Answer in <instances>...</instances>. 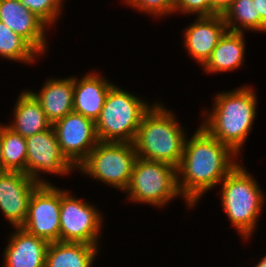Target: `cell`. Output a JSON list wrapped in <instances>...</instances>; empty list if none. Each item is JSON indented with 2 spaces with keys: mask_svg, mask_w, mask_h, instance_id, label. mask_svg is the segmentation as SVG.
I'll return each instance as SVG.
<instances>
[{
  "mask_svg": "<svg viewBox=\"0 0 266 267\" xmlns=\"http://www.w3.org/2000/svg\"><path fill=\"white\" fill-rule=\"evenodd\" d=\"M256 99L253 90L247 86L217 94L214 109L201 126L235 154H240L241 147L252 130Z\"/></svg>",
  "mask_w": 266,
  "mask_h": 267,
  "instance_id": "obj_2",
  "label": "cell"
},
{
  "mask_svg": "<svg viewBox=\"0 0 266 267\" xmlns=\"http://www.w3.org/2000/svg\"><path fill=\"white\" fill-rule=\"evenodd\" d=\"M255 267H266V255L261 259L259 263H257V265H255Z\"/></svg>",
  "mask_w": 266,
  "mask_h": 267,
  "instance_id": "obj_29",
  "label": "cell"
},
{
  "mask_svg": "<svg viewBox=\"0 0 266 267\" xmlns=\"http://www.w3.org/2000/svg\"><path fill=\"white\" fill-rule=\"evenodd\" d=\"M236 156L202 126L190 140H185L183 156L177 167V184L188 207H193L203 193L215 187L237 166L233 160Z\"/></svg>",
  "mask_w": 266,
  "mask_h": 267,
  "instance_id": "obj_1",
  "label": "cell"
},
{
  "mask_svg": "<svg viewBox=\"0 0 266 267\" xmlns=\"http://www.w3.org/2000/svg\"><path fill=\"white\" fill-rule=\"evenodd\" d=\"M28 233L49 243L60 241V189L39 184L33 191L25 223Z\"/></svg>",
  "mask_w": 266,
  "mask_h": 267,
  "instance_id": "obj_9",
  "label": "cell"
},
{
  "mask_svg": "<svg viewBox=\"0 0 266 267\" xmlns=\"http://www.w3.org/2000/svg\"><path fill=\"white\" fill-rule=\"evenodd\" d=\"M234 0H211V16L223 15Z\"/></svg>",
  "mask_w": 266,
  "mask_h": 267,
  "instance_id": "obj_28",
  "label": "cell"
},
{
  "mask_svg": "<svg viewBox=\"0 0 266 267\" xmlns=\"http://www.w3.org/2000/svg\"><path fill=\"white\" fill-rule=\"evenodd\" d=\"M13 233L4 251V267H45L49 242L22 227H16Z\"/></svg>",
  "mask_w": 266,
  "mask_h": 267,
  "instance_id": "obj_15",
  "label": "cell"
},
{
  "mask_svg": "<svg viewBox=\"0 0 266 267\" xmlns=\"http://www.w3.org/2000/svg\"><path fill=\"white\" fill-rule=\"evenodd\" d=\"M27 157L26 175L38 184H51L40 180L43 172L49 174H68L75 167L62 154L53 127L48 130L26 137Z\"/></svg>",
  "mask_w": 266,
  "mask_h": 267,
  "instance_id": "obj_11",
  "label": "cell"
},
{
  "mask_svg": "<svg viewBox=\"0 0 266 267\" xmlns=\"http://www.w3.org/2000/svg\"><path fill=\"white\" fill-rule=\"evenodd\" d=\"M0 21L24 38L37 52L46 51L47 25L25 8L20 0H0Z\"/></svg>",
  "mask_w": 266,
  "mask_h": 267,
  "instance_id": "obj_13",
  "label": "cell"
},
{
  "mask_svg": "<svg viewBox=\"0 0 266 267\" xmlns=\"http://www.w3.org/2000/svg\"><path fill=\"white\" fill-rule=\"evenodd\" d=\"M62 154L77 167L99 142L95 122L71 112L52 124Z\"/></svg>",
  "mask_w": 266,
  "mask_h": 267,
  "instance_id": "obj_10",
  "label": "cell"
},
{
  "mask_svg": "<svg viewBox=\"0 0 266 267\" xmlns=\"http://www.w3.org/2000/svg\"><path fill=\"white\" fill-rule=\"evenodd\" d=\"M13 113L15 122L13 121L8 127L24 138L52 127L40 103L29 90L19 95Z\"/></svg>",
  "mask_w": 266,
  "mask_h": 267,
  "instance_id": "obj_18",
  "label": "cell"
},
{
  "mask_svg": "<svg viewBox=\"0 0 266 267\" xmlns=\"http://www.w3.org/2000/svg\"><path fill=\"white\" fill-rule=\"evenodd\" d=\"M98 246L81 242L49 243L45 267H91Z\"/></svg>",
  "mask_w": 266,
  "mask_h": 267,
  "instance_id": "obj_20",
  "label": "cell"
},
{
  "mask_svg": "<svg viewBox=\"0 0 266 267\" xmlns=\"http://www.w3.org/2000/svg\"><path fill=\"white\" fill-rule=\"evenodd\" d=\"M40 103L47 119L53 124L73 112L74 77L49 79L39 93L29 91Z\"/></svg>",
  "mask_w": 266,
  "mask_h": 267,
  "instance_id": "obj_17",
  "label": "cell"
},
{
  "mask_svg": "<svg viewBox=\"0 0 266 267\" xmlns=\"http://www.w3.org/2000/svg\"><path fill=\"white\" fill-rule=\"evenodd\" d=\"M150 108L140 98L113 85L95 122L98 140L132 143L143 115Z\"/></svg>",
  "mask_w": 266,
  "mask_h": 267,
  "instance_id": "obj_5",
  "label": "cell"
},
{
  "mask_svg": "<svg viewBox=\"0 0 266 267\" xmlns=\"http://www.w3.org/2000/svg\"><path fill=\"white\" fill-rule=\"evenodd\" d=\"M175 116L160 104L143 115L133 146L137 157L178 167L184 152L186 134Z\"/></svg>",
  "mask_w": 266,
  "mask_h": 267,
  "instance_id": "obj_3",
  "label": "cell"
},
{
  "mask_svg": "<svg viewBox=\"0 0 266 267\" xmlns=\"http://www.w3.org/2000/svg\"><path fill=\"white\" fill-rule=\"evenodd\" d=\"M126 4L156 16L175 12V0H125Z\"/></svg>",
  "mask_w": 266,
  "mask_h": 267,
  "instance_id": "obj_25",
  "label": "cell"
},
{
  "mask_svg": "<svg viewBox=\"0 0 266 267\" xmlns=\"http://www.w3.org/2000/svg\"><path fill=\"white\" fill-rule=\"evenodd\" d=\"M256 1V31H266V0Z\"/></svg>",
  "mask_w": 266,
  "mask_h": 267,
  "instance_id": "obj_27",
  "label": "cell"
},
{
  "mask_svg": "<svg viewBox=\"0 0 266 267\" xmlns=\"http://www.w3.org/2000/svg\"><path fill=\"white\" fill-rule=\"evenodd\" d=\"M100 214L94 206L60 189V241L99 246Z\"/></svg>",
  "mask_w": 266,
  "mask_h": 267,
  "instance_id": "obj_8",
  "label": "cell"
},
{
  "mask_svg": "<svg viewBox=\"0 0 266 267\" xmlns=\"http://www.w3.org/2000/svg\"><path fill=\"white\" fill-rule=\"evenodd\" d=\"M137 158L133 143L99 141L77 168L125 191Z\"/></svg>",
  "mask_w": 266,
  "mask_h": 267,
  "instance_id": "obj_7",
  "label": "cell"
},
{
  "mask_svg": "<svg viewBox=\"0 0 266 267\" xmlns=\"http://www.w3.org/2000/svg\"><path fill=\"white\" fill-rule=\"evenodd\" d=\"M125 192L133 202L162 207L181 194L177 184V168L138 157Z\"/></svg>",
  "mask_w": 266,
  "mask_h": 267,
  "instance_id": "obj_6",
  "label": "cell"
},
{
  "mask_svg": "<svg viewBox=\"0 0 266 267\" xmlns=\"http://www.w3.org/2000/svg\"><path fill=\"white\" fill-rule=\"evenodd\" d=\"M244 33L226 31L203 65L207 73L235 70L244 62Z\"/></svg>",
  "mask_w": 266,
  "mask_h": 267,
  "instance_id": "obj_19",
  "label": "cell"
},
{
  "mask_svg": "<svg viewBox=\"0 0 266 267\" xmlns=\"http://www.w3.org/2000/svg\"><path fill=\"white\" fill-rule=\"evenodd\" d=\"M39 184L20 171H0V208L16 228L27 218L29 202Z\"/></svg>",
  "mask_w": 266,
  "mask_h": 267,
  "instance_id": "obj_12",
  "label": "cell"
},
{
  "mask_svg": "<svg viewBox=\"0 0 266 267\" xmlns=\"http://www.w3.org/2000/svg\"><path fill=\"white\" fill-rule=\"evenodd\" d=\"M113 85L96 73L86 74L79 81L74 78L73 112L96 122Z\"/></svg>",
  "mask_w": 266,
  "mask_h": 267,
  "instance_id": "obj_16",
  "label": "cell"
},
{
  "mask_svg": "<svg viewBox=\"0 0 266 267\" xmlns=\"http://www.w3.org/2000/svg\"><path fill=\"white\" fill-rule=\"evenodd\" d=\"M2 171H20L26 174V139L11 128L1 125Z\"/></svg>",
  "mask_w": 266,
  "mask_h": 267,
  "instance_id": "obj_21",
  "label": "cell"
},
{
  "mask_svg": "<svg viewBox=\"0 0 266 267\" xmlns=\"http://www.w3.org/2000/svg\"><path fill=\"white\" fill-rule=\"evenodd\" d=\"M37 53L24 38L0 21V56L16 62L31 63L38 56Z\"/></svg>",
  "mask_w": 266,
  "mask_h": 267,
  "instance_id": "obj_22",
  "label": "cell"
},
{
  "mask_svg": "<svg viewBox=\"0 0 266 267\" xmlns=\"http://www.w3.org/2000/svg\"><path fill=\"white\" fill-rule=\"evenodd\" d=\"M211 16V0H175V11Z\"/></svg>",
  "mask_w": 266,
  "mask_h": 267,
  "instance_id": "obj_26",
  "label": "cell"
},
{
  "mask_svg": "<svg viewBox=\"0 0 266 267\" xmlns=\"http://www.w3.org/2000/svg\"><path fill=\"white\" fill-rule=\"evenodd\" d=\"M222 181L221 205L224 212L241 236L244 239L249 238L263 209L262 190L240 164H237Z\"/></svg>",
  "mask_w": 266,
  "mask_h": 267,
  "instance_id": "obj_4",
  "label": "cell"
},
{
  "mask_svg": "<svg viewBox=\"0 0 266 267\" xmlns=\"http://www.w3.org/2000/svg\"><path fill=\"white\" fill-rule=\"evenodd\" d=\"M0 171H2L1 126H0Z\"/></svg>",
  "mask_w": 266,
  "mask_h": 267,
  "instance_id": "obj_30",
  "label": "cell"
},
{
  "mask_svg": "<svg viewBox=\"0 0 266 267\" xmlns=\"http://www.w3.org/2000/svg\"><path fill=\"white\" fill-rule=\"evenodd\" d=\"M226 31L222 15L198 16L184 33V45L189 55L204 65Z\"/></svg>",
  "mask_w": 266,
  "mask_h": 267,
  "instance_id": "obj_14",
  "label": "cell"
},
{
  "mask_svg": "<svg viewBox=\"0 0 266 267\" xmlns=\"http://www.w3.org/2000/svg\"><path fill=\"white\" fill-rule=\"evenodd\" d=\"M222 16L228 31L239 33H243L242 29L256 31V1L234 0ZM236 24H239V27Z\"/></svg>",
  "mask_w": 266,
  "mask_h": 267,
  "instance_id": "obj_23",
  "label": "cell"
},
{
  "mask_svg": "<svg viewBox=\"0 0 266 267\" xmlns=\"http://www.w3.org/2000/svg\"><path fill=\"white\" fill-rule=\"evenodd\" d=\"M25 8L40 18L47 26L54 24L60 15L63 0H20Z\"/></svg>",
  "mask_w": 266,
  "mask_h": 267,
  "instance_id": "obj_24",
  "label": "cell"
}]
</instances>
